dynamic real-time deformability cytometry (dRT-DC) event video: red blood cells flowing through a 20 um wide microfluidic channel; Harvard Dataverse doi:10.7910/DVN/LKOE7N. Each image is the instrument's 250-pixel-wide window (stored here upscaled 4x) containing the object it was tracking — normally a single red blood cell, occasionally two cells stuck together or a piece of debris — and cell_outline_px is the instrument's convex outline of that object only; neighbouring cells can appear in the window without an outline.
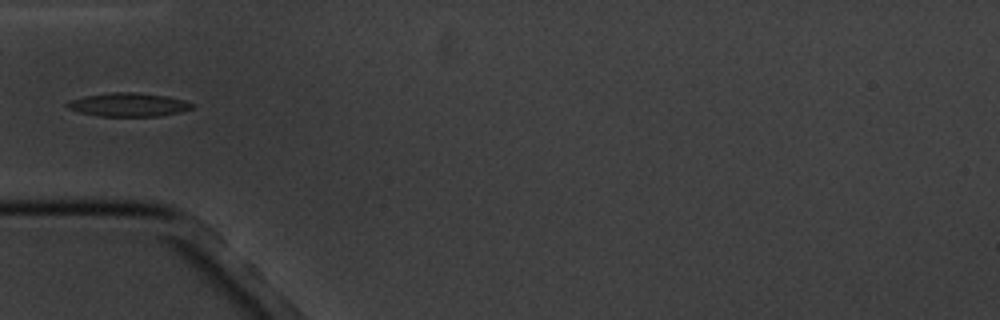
{"species": "common noctule bat (a hibernating species)", "species_latin": "Nyctalus noctula", "temperature_condition": "cold", "stored_images_in_passage": 6, "segment_of_instrument_passage": [2, 2], "camera_frame_rate_fps": 3000, "um_per_image_px": 0.085, "animal": {"sex": "male", "body_mass_g": 20.1, "forearm_length_mm": 53.5}, "frame": {"image": 1, "passage_image": 6, "time_ms": 5.667, "image_size_px": [1000, 320], "cell_outline_px": [[196, 104], [192, 108], [180, 112], [156, 116], [100, 116], [80, 112], [68, 108], [64, 104], [72, 100], [84, 96], [112, 92], [136, 92], [164, 96], [184, 100]], "centroid_in_image_um": [10.92, 8.89], "position_along_channel_um": 74.1, "area_um2": 16.99}}